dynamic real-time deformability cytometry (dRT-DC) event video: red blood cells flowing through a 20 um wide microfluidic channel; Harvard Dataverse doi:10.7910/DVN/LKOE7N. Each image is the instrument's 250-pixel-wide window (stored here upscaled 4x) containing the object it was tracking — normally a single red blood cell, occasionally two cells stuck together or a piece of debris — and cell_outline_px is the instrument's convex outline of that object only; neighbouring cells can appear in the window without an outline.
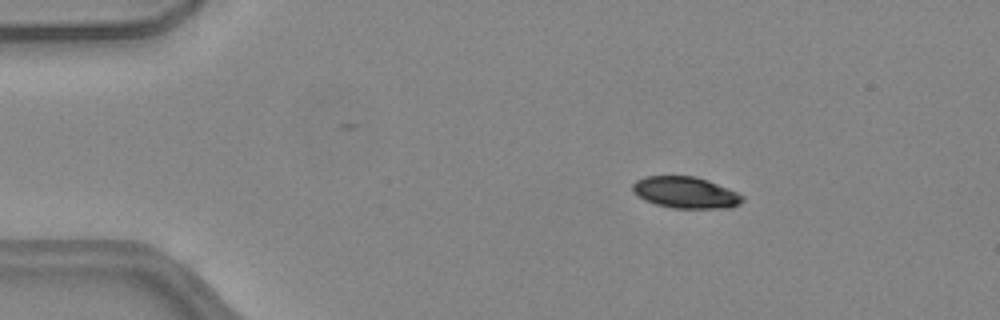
{"species": "common noctule bat (a hibernating species)", "species_latin": "Nyctalus noctula", "temperature_condition": "warm", "stored_images_in_passage": 44, "camera_frame_rate_fps": 3000, "um_per_image_px": 0.085, "animal": {"sex": "female", "body_mass_g": 24.6, "forearm_length_mm": 56.2}, "frame": {"image": 1, "passage_image": 2, "time_ms": 0.333, "image_size_px": [1000, 320], "cell_outline_px": [[744, 200], [740, 204], [728, 208], [672, 208], [656, 204], [644, 200], [632, 192], [632, 184], [636, 180], [644, 176], [696, 176], [708, 180], [728, 188], [744, 196]], "centroid_in_image_um": [58.26, 16.36], "position_along_channel_um": 26.7, "area_um2": 20.29}}
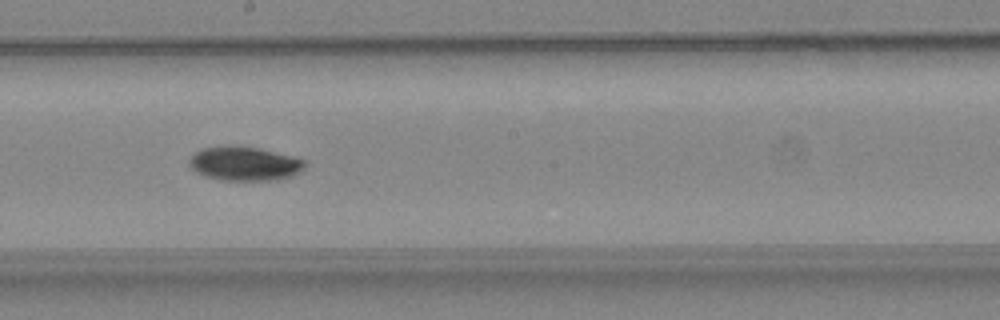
{"frame": {"image": 2, "passage_image": 22, "time_ms": 7.0, "image_size_px": [1000, 320], "cell_outline_px": [[304, 168], [300, 172], [292, 176], [276, 180], [224, 180], [204, 176], [196, 172], [188, 164], [188, 160], [200, 148], [260, 148], [304, 160]], "centroid_in_image_um": [20.78, 13.95], "position_along_channel_um": 227.4, "area_um2": 22.2}}
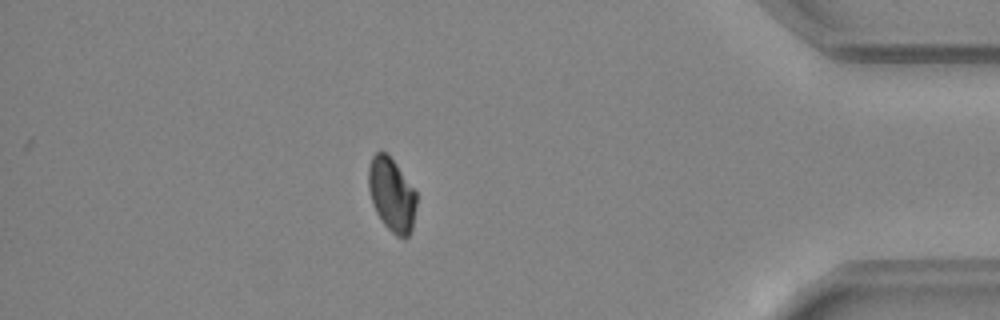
{"frame": {"image": 3, "passage_image": 38, "time_ms": 12.333, "image_size_px": [1000, 320], "cell_outline_px": [[416, 204], [412, 228], [408, 236], [404, 240], [396, 236], [384, 224], [376, 212], [372, 204], [368, 188], [368, 168], [372, 156], [376, 152], [384, 152], [396, 164], [416, 192]], "centroid_in_image_um": [33.28, 16.58], "position_along_channel_um": 401.9, "area_um2": 20.46}, "authors_computed_cell_mechanics": {"area_um2": 21.9062, "velocity_mm_per_s": 4.0514, "shape_relaxation_time_tau1_ms": 5.2712, "shape_relaxation_time_tau2_ms": null, "deformation_change_tau1": 0.128, "deformation_change_tau2": null}}